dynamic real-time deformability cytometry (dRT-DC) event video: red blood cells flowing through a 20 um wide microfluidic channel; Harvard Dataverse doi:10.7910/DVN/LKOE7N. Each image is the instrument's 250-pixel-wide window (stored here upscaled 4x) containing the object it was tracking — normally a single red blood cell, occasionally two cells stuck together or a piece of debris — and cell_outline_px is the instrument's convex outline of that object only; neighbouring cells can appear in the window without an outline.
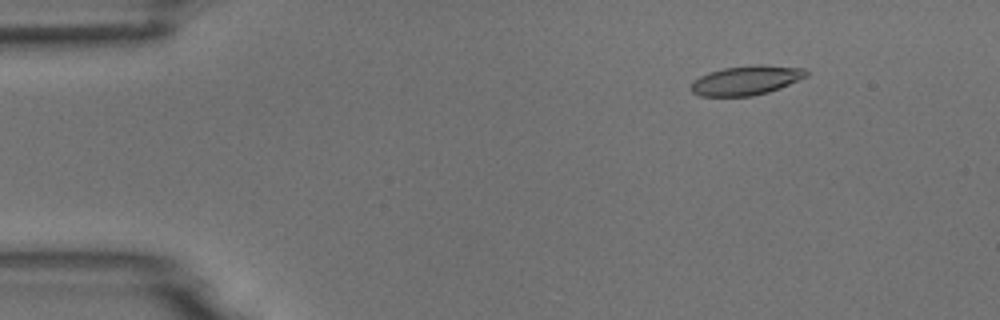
{"species": "common noctule bat (a hibernating species)", "species_latin": "Nyctalus noctula", "temperature_condition": "room temperature", "stored_images_in_passage": 6, "camera_frame_rate_fps": 3000, "um_per_image_px": 0.085, "animal": {"sex": "male", "body_mass_g": 18.8}, "frame": {"image": 1, "passage_image": 2, "time_ms": 1.333, "image_size_px": [1000, 320], "cell_outline_px": [[808, 76], [780, 88], [768, 92], [752, 96], [700, 96], [692, 92], [688, 88], [700, 76], [708, 72], [724, 68], [756, 64], [760, 64], [804, 68], [808, 72]], "centroid_in_image_um": [63.44, 6.82], "position_along_channel_um": 21.6, "area_um2": 19.77}}